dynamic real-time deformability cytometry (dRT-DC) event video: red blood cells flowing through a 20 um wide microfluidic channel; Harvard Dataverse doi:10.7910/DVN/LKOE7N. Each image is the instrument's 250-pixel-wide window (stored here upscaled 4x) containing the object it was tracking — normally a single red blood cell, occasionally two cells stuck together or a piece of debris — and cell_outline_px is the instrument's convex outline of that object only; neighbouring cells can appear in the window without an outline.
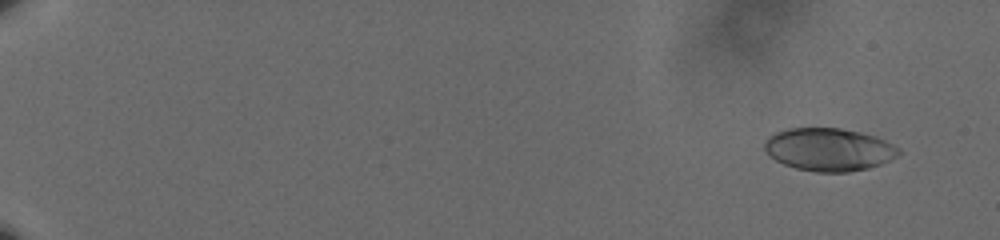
{"species": "human", "species_latin": "Homo sapiens", "temperature_condition": "cold", "stored_images_in_passage": 61, "camera_frame_rate_fps": 3000, "um_per_image_px": 0.085, "donor": {"sex": "male"}, "frame": {"image": 1, "passage_image": 5, "time_ms": 1.333, "image_size_px": [1000, 240], "cell_outline_px": [[900, 152], [896, 156], [880, 164], [868, 168], [848, 172], [816, 172], [796, 168], [784, 164], [768, 156], [764, 148], [764, 144], [768, 136], [776, 132], [788, 128], [840, 128], [860, 132], [876, 136], [892, 144]], "centroid_in_image_um": [70.41, 12.7], "position_along_channel_um": 14.6, "area_um2": 33.35}}
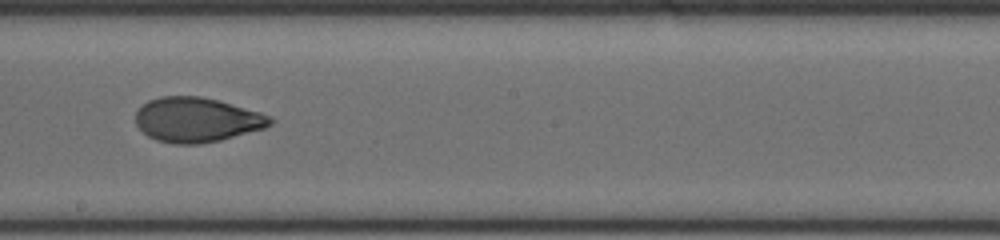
{"frame": {"image": 2, "passage_image": 39, "time_ms": 12.667, "image_size_px": [1000, 240], "cell_outline_px": [[276, 120], [272, 124], [264, 128], [220, 140], [200, 144], [172, 144], [156, 140], [148, 136], [136, 124], [136, 112], [148, 100], [160, 96], [200, 96], [220, 100], [260, 112], [272, 116]], "centroid_in_image_um": [16.75, 10.18], "position_along_channel_um": 231.4, "area_um2": 35.2}}
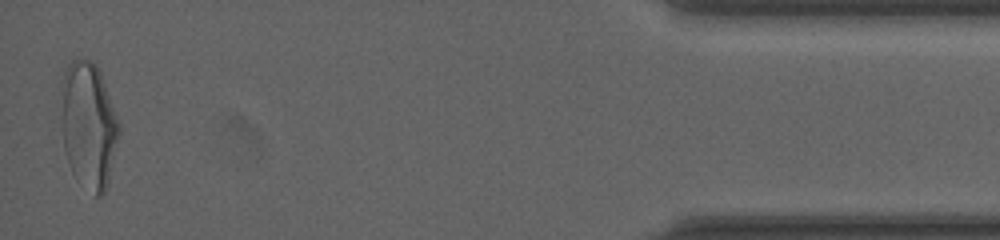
{"frame": {"image": 3, "passage_image": 61, "time_ms": 20.0, "image_size_px": [1000, 240], "cell_outline_px": [[120, 132], [108, 184], [104, 192], [100, 196], [96, 196], [72, 172], [64, 152], [60, 120], [64, 72], [68, 64], [76, 56], [92, 60], [96, 64], [100, 72], [120, 124]], "centroid_in_image_um": [7.52, 10.6], "position_along_channel_um": 427.7, "area_um2": 42.77}, "authors_computed_cell_mechanics": {"area_um2": 34.7378, "velocity_mm_per_s": 3.6015, "shape_relaxation_time_tau1_ms": 6.0488, "shape_relaxation_time_tau2_ms": 1.2919, "deformation_change_tau1": 0.2009, "deformation_change_tau2": 0.0632}}